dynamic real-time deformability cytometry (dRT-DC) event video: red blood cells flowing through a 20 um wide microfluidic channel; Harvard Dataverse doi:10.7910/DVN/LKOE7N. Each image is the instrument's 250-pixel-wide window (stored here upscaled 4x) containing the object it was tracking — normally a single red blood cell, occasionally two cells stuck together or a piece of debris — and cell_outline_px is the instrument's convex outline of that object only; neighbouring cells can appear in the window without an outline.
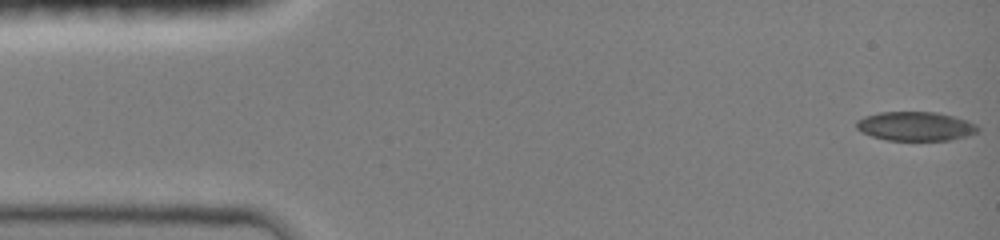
{"species": "common noctule bat (a hibernating species)", "species_latin": "Nyctalus noctula", "temperature_condition": "room temperature", "stored_images_in_passage": 5, "camera_frame_rate_fps": 3000, "um_per_image_px": 0.085, "animal": {"sex": "female", "body_mass_g": 19.0, "forearm_length_mm": 51.5}, "frame": {"image": 1, "passage_image": 1, "time_ms": 0.0, "image_size_px": [1000, 240], "cell_outline_px": [[980, 128], [976, 132], [968, 136], [948, 140], [888, 140], [872, 136], [860, 132], [856, 128], [856, 120], [864, 116], [880, 112], [936, 112], [968, 120], [976, 124]], "centroid_in_image_um": [77.8, 10.73], "position_along_channel_um": 7.2, "area_um2": 20.63}}